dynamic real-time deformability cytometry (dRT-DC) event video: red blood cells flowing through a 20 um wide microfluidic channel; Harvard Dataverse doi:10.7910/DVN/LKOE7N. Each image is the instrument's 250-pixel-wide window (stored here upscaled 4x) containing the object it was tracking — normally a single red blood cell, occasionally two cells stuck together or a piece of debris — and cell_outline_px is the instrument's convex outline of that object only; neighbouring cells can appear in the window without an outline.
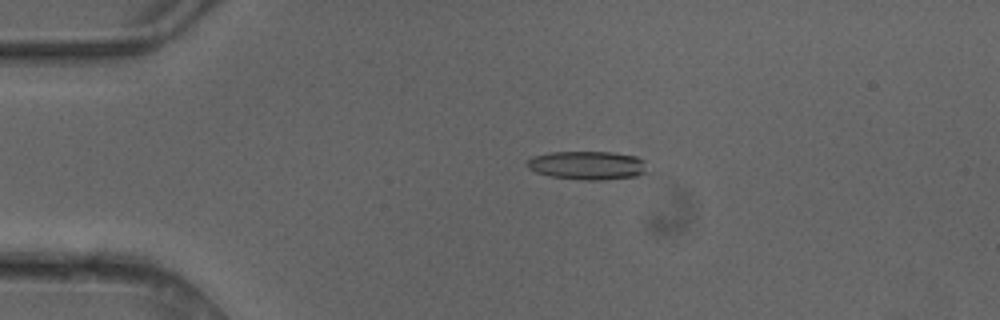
{"species": "common noctule bat (a hibernating species)", "species_latin": "Nyctalus noctula", "temperature_condition": "cold", "stored_images_in_passage": 5, "camera_frame_rate_fps": 3000, "um_per_image_px": 0.085, "animal": {"sex": "female"}, "frame": {"image": 1, "passage_image": 4, "time_ms": 1.0, "image_size_px": [1000, 320], "cell_outline_px": [[644, 172], [636, 176], [604, 180], [580, 180], [552, 176], [536, 172], [528, 168], [528, 160], [532, 156], [552, 152], [612, 152], [636, 156], [644, 160]], "centroid_in_image_um": [49.91, 14.05], "position_along_channel_um": 35.1, "area_um2": 19.83}}